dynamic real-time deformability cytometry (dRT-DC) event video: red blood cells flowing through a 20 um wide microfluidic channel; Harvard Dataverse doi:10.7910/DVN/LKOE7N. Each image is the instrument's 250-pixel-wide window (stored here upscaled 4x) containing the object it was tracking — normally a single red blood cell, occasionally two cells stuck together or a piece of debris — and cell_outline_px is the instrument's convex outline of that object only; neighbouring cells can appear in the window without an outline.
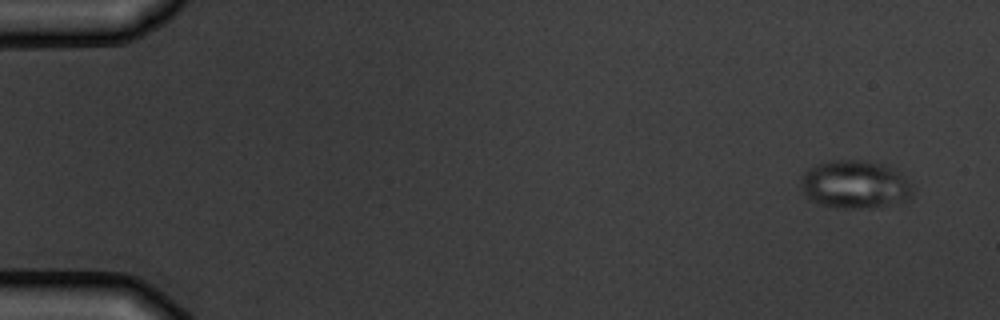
{"species": "common noctule bat (a hibernating species)", "species_latin": "Nyctalus noctula", "temperature_condition": "warm", "stored_images_in_passage": 6, "segment_of_instrument_passage": [1, 2], "camera_frame_rate_fps": 3000, "um_per_image_px": 0.085, "animal": {"sex": "male", "body_mass_g": 19.5, "forearm_length_mm": 54.6}, "frame": {"image": 1, "passage_image": 1, "time_ms": 0.0, "image_size_px": [1000, 320], "cell_outline_px": [[916, 188], [912, 196], [908, 200], [872, 208], [836, 208], [820, 204], [812, 200], [804, 192], [800, 184], [800, 176], [804, 172], [828, 160], [864, 160], [888, 164], [896, 168]], "centroid_in_image_um": [72.74, 15.67], "position_along_channel_um": 12.3, "area_um2": 31.85}}